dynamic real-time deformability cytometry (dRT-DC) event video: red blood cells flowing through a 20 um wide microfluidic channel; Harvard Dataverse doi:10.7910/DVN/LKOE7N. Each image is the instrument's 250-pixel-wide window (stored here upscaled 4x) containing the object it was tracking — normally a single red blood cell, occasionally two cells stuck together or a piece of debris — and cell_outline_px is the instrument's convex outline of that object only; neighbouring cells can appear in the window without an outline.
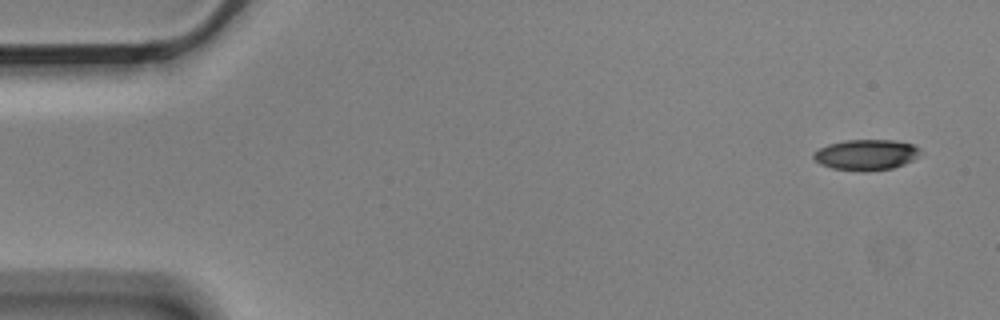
{"species": "Egyptian fruit bat (a non-hibernating species)", "species_latin": "Rousettus aegyptiacus", "temperature_condition": "cold", "stored_images_in_passage": 4, "camera_frame_rate_fps": 3000, "um_per_image_px": 0.085, "animal": {"sex": "male"}, "frame": {"image": 1, "passage_image": 1, "time_ms": 0.0, "image_size_px": [1000, 320], "cell_outline_px": [[924, 152], [912, 160], [904, 164], [892, 168], [868, 172], [864, 172], [832, 168], [820, 164], [812, 156], [820, 148], [828, 144], [844, 140], [896, 140], [912, 144], [920, 148]], "centroid_in_image_um": [73.66, 13.16], "position_along_channel_um": 11.3, "area_um2": 19.25}}